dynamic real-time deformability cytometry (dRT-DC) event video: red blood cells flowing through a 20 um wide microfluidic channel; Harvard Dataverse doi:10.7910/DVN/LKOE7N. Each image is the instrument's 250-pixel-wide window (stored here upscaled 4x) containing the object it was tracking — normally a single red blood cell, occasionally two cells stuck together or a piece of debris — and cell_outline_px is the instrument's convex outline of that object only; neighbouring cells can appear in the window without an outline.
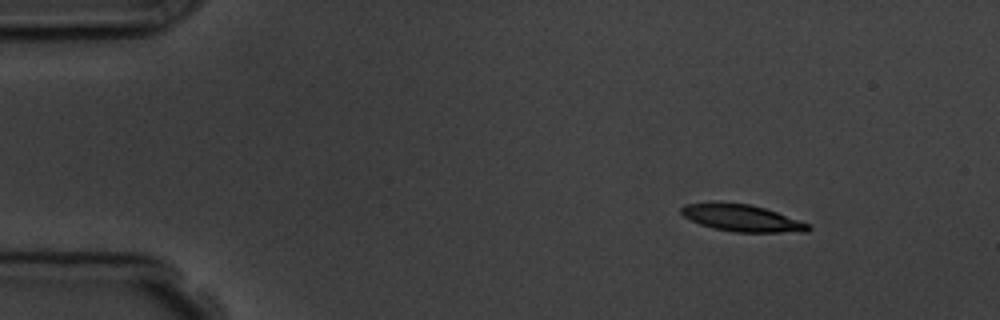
{"species": "common noctule bat (a hibernating species)", "species_latin": "Nyctalus noctula", "temperature_condition": "room temperature", "stored_images_in_passage": 6, "camera_frame_rate_fps": 3000, "um_per_image_px": 0.085, "animal": {"sex": "male", "body_mass_g": 19.5, "forearm_length_mm": 54.6}, "frame": {"image": 1, "passage_image": 2, "time_ms": 2.0, "image_size_px": [1000, 320], "cell_outline_px": [[812, 228], [808, 232], [736, 232], [712, 228], [700, 224], [684, 216], [680, 212], [680, 208], [684, 204], [748, 204], [764, 208], [812, 224]], "centroid_in_image_um": [63.15, 18.57], "position_along_channel_um": 21.9, "area_um2": 19.42}}
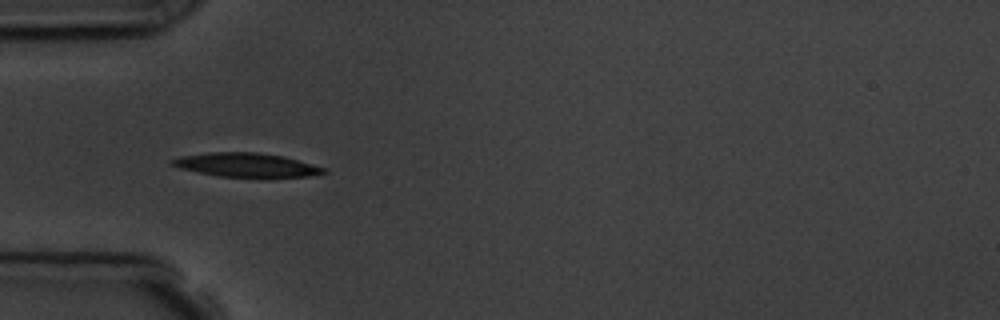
{"frame": {"image": 2, "passage_image": 5, "time_ms": 5.333, "image_size_px": [1000, 320], "cell_outline_px": [[328, 172], [308, 176], [268, 180], [220, 176], [180, 168], [168, 164], [168, 160], [180, 156], [212, 152], [256, 152], [280, 156], [296, 160], [324, 168]], "centroid_in_image_um": [20.93, 14.07], "position_along_channel_um": 64.1, "area_um2": 21.73}}
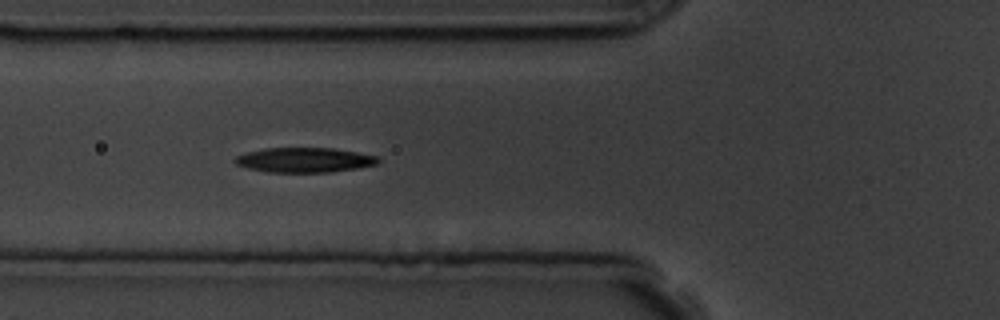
{"frame": {"image": 3, "passage_image": 6, "time_ms": 6.333, "image_size_px": [1000, 320], "cell_outline_px": [[380, 160], [376, 164], [356, 168], [332, 172], [268, 172], [248, 168], [236, 164], [232, 160], [236, 156], [248, 152], [264, 148], [332, 148], [356, 152], [376, 156]], "centroid_in_image_um": [25.84, 13.6], "position_along_channel_um": 100.0, "area_um2": 20.52}}